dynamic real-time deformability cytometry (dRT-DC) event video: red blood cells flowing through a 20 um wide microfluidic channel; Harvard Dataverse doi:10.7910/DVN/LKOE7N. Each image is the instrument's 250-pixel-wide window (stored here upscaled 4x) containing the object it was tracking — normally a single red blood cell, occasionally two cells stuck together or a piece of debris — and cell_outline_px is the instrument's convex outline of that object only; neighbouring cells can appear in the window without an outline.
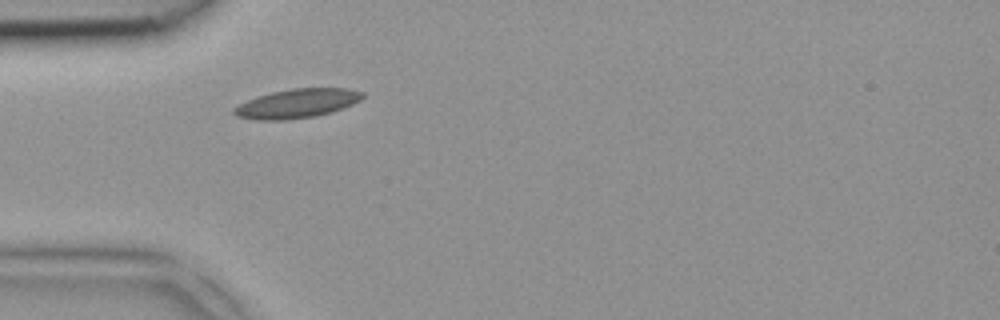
{"species": "common noctule bat (a hibernating species)", "species_latin": "Nyctalus noctula", "temperature_condition": "room temperature", "stored_images_in_passage": 3, "camera_frame_rate_fps": 3000, "um_per_image_px": 0.085, "animal": {"sex": "female", "body_mass_g": 18.4}, "frame": {"image": 1, "passage_image": 1, "time_ms": 0.0, "image_size_px": [1000, 320], "cell_outline_px": [[364, 96], [360, 100], [352, 104], [316, 116], [284, 120], [256, 120], [236, 116], [232, 112], [232, 108], [256, 96], [272, 92], [292, 88], [344, 88], [364, 92]], "centroid_in_image_um": [25.2, 8.79], "position_along_channel_um": 59.8, "area_um2": 21.62}}
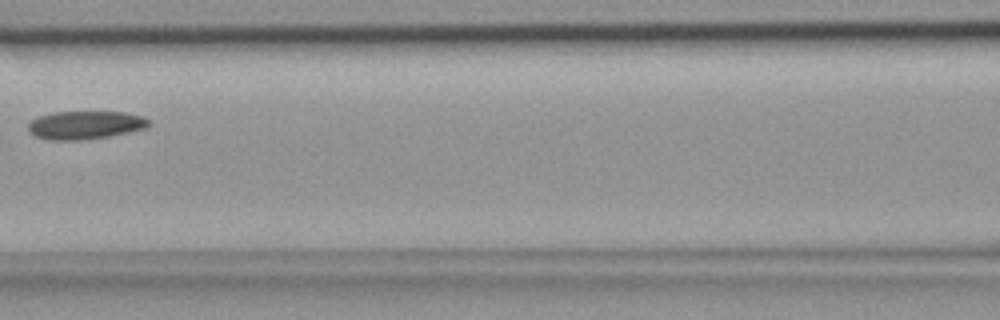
{"frame": {"image": 2, "passage_image": 3, "time_ms": 0.667, "image_size_px": [1000, 320], "cell_outline_px": [[152, 124], [148, 128], [108, 136], [80, 140], [52, 140], [36, 136], [28, 128], [28, 124], [32, 120], [40, 116], [52, 112], [124, 112], [144, 116]], "centroid_in_image_um": [7.3, 10.62], "position_along_channel_um": 159.3, "area_um2": 19.71}}